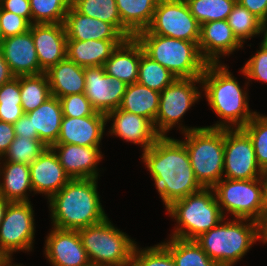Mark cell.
Wrapping results in <instances>:
<instances>
[{"mask_svg": "<svg viewBox=\"0 0 267 266\" xmlns=\"http://www.w3.org/2000/svg\"><path fill=\"white\" fill-rule=\"evenodd\" d=\"M142 152L143 163L166 208L174 201L203 188L194 175L182 140L160 136L151 147Z\"/></svg>", "mask_w": 267, "mask_h": 266, "instance_id": "1", "label": "cell"}, {"mask_svg": "<svg viewBox=\"0 0 267 266\" xmlns=\"http://www.w3.org/2000/svg\"><path fill=\"white\" fill-rule=\"evenodd\" d=\"M200 79L208 105L222 120L207 127L243 128L257 113L250 110L248 93L222 62L207 63Z\"/></svg>", "mask_w": 267, "mask_h": 266, "instance_id": "2", "label": "cell"}, {"mask_svg": "<svg viewBox=\"0 0 267 266\" xmlns=\"http://www.w3.org/2000/svg\"><path fill=\"white\" fill-rule=\"evenodd\" d=\"M97 180L71 179L48 200L53 227L79 230L108 217L100 202Z\"/></svg>", "mask_w": 267, "mask_h": 266, "instance_id": "3", "label": "cell"}, {"mask_svg": "<svg viewBox=\"0 0 267 266\" xmlns=\"http://www.w3.org/2000/svg\"><path fill=\"white\" fill-rule=\"evenodd\" d=\"M258 239L257 221L234 218L220 222L194 241L218 266H234Z\"/></svg>", "mask_w": 267, "mask_h": 266, "instance_id": "4", "label": "cell"}, {"mask_svg": "<svg viewBox=\"0 0 267 266\" xmlns=\"http://www.w3.org/2000/svg\"><path fill=\"white\" fill-rule=\"evenodd\" d=\"M166 210L178 225L170 236L184 240H195L225 219L213 188L178 199Z\"/></svg>", "mask_w": 267, "mask_h": 266, "instance_id": "5", "label": "cell"}, {"mask_svg": "<svg viewBox=\"0 0 267 266\" xmlns=\"http://www.w3.org/2000/svg\"><path fill=\"white\" fill-rule=\"evenodd\" d=\"M144 53L176 78H201L207 62L195 42L155 34H136Z\"/></svg>", "mask_w": 267, "mask_h": 266, "instance_id": "6", "label": "cell"}, {"mask_svg": "<svg viewBox=\"0 0 267 266\" xmlns=\"http://www.w3.org/2000/svg\"><path fill=\"white\" fill-rule=\"evenodd\" d=\"M184 136L197 181L203 188H213L223 178L224 128L199 127Z\"/></svg>", "mask_w": 267, "mask_h": 266, "instance_id": "7", "label": "cell"}, {"mask_svg": "<svg viewBox=\"0 0 267 266\" xmlns=\"http://www.w3.org/2000/svg\"><path fill=\"white\" fill-rule=\"evenodd\" d=\"M78 233L91 266H130L137 244L108 217Z\"/></svg>", "mask_w": 267, "mask_h": 266, "instance_id": "8", "label": "cell"}, {"mask_svg": "<svg viewBox=\"0 0 267 266\" xmlns=\"http://www.w3.org/2000/svg\"><path fill=\"white\" fill-rule=\"evenodd\" d=\"M219 207L226 216L225 210L233 218L259 221L266 208L262 197V186L259 178L234 180L222 178L213 187Z\"/></svg>", "mask_w": 267, "mask_h": 266, "instance_id": "9", "label": "cell"}, {"mask_svg": "<svg viewBox=\"0 0 267 266\" xmlns=\"http://www.w3.org/2000/svg\"><path fill=\"white\" fill-rule=\"evenodd\" d=\"M196 83L202 84L200 78H176L169 86L160 92L159 110L154 122V128L160 136H167L169 130L179 125L184 132L199 128L183 127V115L196 103L201 92Z\"/></svg>", "mask_w": 267, "mask_h": 266, "instance_id": "10", "label": "cell"}, {"mask_svg": "<svg viewBox=\"0 0 267 266\" xmlns=\"http://www.w3.org/2000/svg\"><path fill=\"white\" fill-rule=\"evenodd\" d=\"M201 25L190 13L186 1L158 0L150 26L137 34H155L195 42L198 45Z\"/></svg>", "mask_w": 267, "mask_h": 266, "instance_id": "11", "label": "cell"}, {"mask_svg": "<svg viewBox=\"0 0 267 266\" xmlns=\"http://www.w3.org/2000/svg\"><path fill=\"white\" fill-rule=\"evenodd\" d=\"M31 202H10L0 224V255L11 258L16 251H32L35 235Z\"/></svg>", "mask_w": 267, "mask_h": 266, "instance_id": "12", "label": "cell"}, {"mask_svg": "<svg viewBox=\"0 0 267 266\" xmlns=\"http://www.w3.org/2000/svg\"><path fill=\"white\" fill-rule=\"evenodd\" d=\"M260 173L250 137L241 128L224 129L223 178L250 180Z\"/></svg>", "mask_w": 267, "mask_h": 266, "instance_id": "13", "label": "cell"}, {"mask_svg": "<svg viewBox=\"0 0 267 266\" xmlns=\"http://www.w3.org/2000/svg\"><path fill=\"white\" fill-rule=\"evenodd\" d=\"M85 91L93 108L107 115L120 108L127 84L105 73L103 66L84 67Z\"/></svg>", "mask_w": 267, "mask_h": 266, "instance_id": "14", "label": "cell"}, {"mask_svg": "<svg viewBox=\"0 0 267 266\" xmlns=\"http://www.w3.org/2000/svg\"><path fill=\"white\" fill-rule=\"evenodd\" d=\"M52 228L44 246L45 257L52 266H91L78 230Z\"/></svg>", "mask_w": 267, "mask_h": 266, "instance_id": "15", "label": "cell"}, {"mask_svg": "<svg viewBox=\"0 0 267 266\" xmlns=\"http://www.w3.org/2000/svg\"><path fill=\"white\" fill-rule=\"evenodd\" d=\"M51 148L71 179H98L97 166L103 157L100 146L55 143Z\"/></svg>", "mask_w": 267, "mask_h": 266, "instance_id": "16", "label": "cell"}, {"mask_svg": "<svg viewBox=\"0 0 267 266\" xmlns=\"http://www.w3.org/2000/svg\"><path fill=\"white\" fill-rule=\"evenodd\" d=\"M31 34L43 73L66 58L67 36L63 23L32 24Z\"/></svg>", "mask_w": 267, "mask_h": 266, "instance_id": "17", "label": "cell"}, {"mask_svg": "<svg viewBox=\"0 0 267 266\" xmlns=\"http://www.w3.org/2000/svg\"><path fill=\"white\" fill-rule=\"evenodd\" d=\"M242 47L227 20L211 21L201 25L198 49L207 63H220L221 56H229Z\"/></svg>", "mask_w": 267, "mask_h": 266, "instance_id": "18", "label": "cell"}, {"mask_svg": "<svg viewBox=\"0 0 267 266\" xmlns=\"http://www.w3.org/2000/svg\"><path fill=\"white\" fill-rule=\"evenodd\" d=\"M29 167L33 191L44 194L48 200L71 180L51 147H47Z\"/></svg>", "mask_w": 267, "mask_h": 266, "instance_id": "19", "label": "cell"}, {"mask_svg": "<svg viewBox=\"0 0 267 266\" xmlns=\"http://www.w3.org/2000/svg\"><path fill=\"white\" fill-rule=\"evenodd\" d=\"M107 121H113L108 131L111 135L141 145L142 150H147L160 137L153 123L140 115L126 112L120 108L106 115Z\"/></svg>", "mask_w": 267, "mask_h": 266, "instance_id": "20", "label": "cell"}, {"mask_svg": "<svg viewBox=\"0 0 267 266\" xmlns=\"http://www.w3.org/2000/svg\"><path fill=\"white\" fill-rule=\"evenodd\" d=\"M4 59L15 77L38 75L40 69L37 52L30 29L20 35L5 38L1 44Z\"/></svg>", "mask_w": 267, "mask_h": 266, "instance_id": "21", "label": "cell"}, {"mask_svg": "<svg viewBox=\"0 0 267 266\" xmlns=\"http://www.w3.org/2000/svg\"><path fill=\"white\" fill-rule=\"evenodd\" d=\"M107 122L106 115L100 112L79 118L63 116L56 143L100 146Z\"/></svg>", "mask_w": 267, "mask_h": 266, "instance_id": "22", "label": "cell"}, {"mask_svg": "<svg viewBox=\"0 0 267 266\" xmlns=\"http://www.w3.org/2000/svg\"><path fill=\"white\" fill-rule=\"evenodd\" d=\"M64 28L67 40H125L126 38L110 23L79 13L69 8Z\"/></svg>", "mask_w": 267, "mask_h": 266, "instance_id": "23", "label": "cell"}, {"mask_svg": "<svg viewBox=\"0 0 267 266\" xmlns=\"http://www.w3.org/2000/svg\"><path fill=\"white\" fill-rule=\"evenodd\" d=\"M143 52L141 44L135 37L125 39L104 63L105 73L127 85L136 83Z\"/></svg>", "mask_w": 267, "mask_h": 266, "instance_id": "24", "label": "cell"}, {"mask_svg": "<svg viewBox=\"0 0 267 266\" xmlns=\"http://www.w3.org/2000/svg\"><path fill=\"white\" fill-rule=\"evenodd\" d=\"M31 119L33 131H37L40 141L47 147L57 142L61 130L63 117L60 99L54 96L49 97L35 110L26 113Z\"/></svg>", "mask_w": 267, "mask_h": 266, "instance_id": "25", "label": "cell"}, {"mask_svg": "<svg viewBox=\"0 0 267 266\" xmlns=\"http://www.w3.org/2000/svg\"><path fill=\"white\" fill-rule=\"evenodd\" d=\"M124 40H67L66 58L82 67L103 66Z\"/></svg>", "mask_w": 267, "mask_h": 266, "instance_id": "26", "label": "cell"}, {"mask_svg": "<svg viewBox=\"0 0 267 266\" xmlns=\"http://www.w3.org/2000/svg\"><path fill=\"white\" fill-rule=\"evenodd\" d=\"M50 86L51 96L60 98L85 91L84 67L71 60H64L45 72Z\"/></svg>", "mask_w": 267, "mask_h": 266, "instance_id": "27", "label": "cell"}, {"mask_svg": "<svg viewBox=\"0 0 267 266\" xmlns=\"http://www.w3.org/2000/svg\"><path fill=\"white\" fill-rule=\"evenodd\" d=\"M0 162V194L9 202H29L27 191L32 192L28 164ZM2 181V182H1Z\"/></svg>", "mask_w": 267, "mask_h": 266, "instance_id": "28", "label": "cell"}, {"mask_svg": "<svg viewBox=\"0 0 267 266\" xmlns=\"http://www.w3.org/2000/svg\"><path fill=\"white\" fill-rule=\"evenodd\" d=\"M159 102V92L136 82L127 85L120 109L143 116L154 124L159 110Z\"/></svg>", "mask_w": 267, "mask_h": 266, "instance_id": "29", "label": "cell"}, {"mask_svg": "<svg viewBox=\"0 0 267 266\" xmlns=\"http://www.w3.org/2000/svg\"><path fill=\"white\" fill-rule=\"evenodd\" d=\"M157 3L158 0H116L121 22L134 36L150 26Z\"/></svg>", "mask_w": 267, "mask_h": 266, "instance_id": "30", "label": "cell"}, {"mask_svg": "<svg viewBox=\"0 0 267 266\" xmlns=\"http://www.w3.org/2000/svg\"><path fill=\"white\" fill-rule=\"evenodd\" d=\"M71 5L79 13L112 24L126 39L134 37L121 22L116 0H72Z\"/></svg>", "mask_w": 267, "mask_h": 266, "instance_id": "31", "label": "cell"}, {"mask_svg": "<svg viewBox=\"0 0 267 266\" xmlns=\"http://www.w3.org/2000/svg\"><path fill=\"white\" fill-rule=\"evenodd\" d=\"M162 244L171 253L176 266H218L194 240L170 237Z\"/></svg>", "mask_w": 267, "mask_h": 266, "instance_id": "32", "label": "cell"}, {"mask_svg": "<svg viewBox=\"0 0 267 266\" xmlns=\"http://www.w3.org/2000/svg\"><path fill=\"white\" fill-rule=\"evenodd\" d=\"M21 106L24 114L35 110L51 97L46 73L19 76Z\"/></svg>", "mask_w": 267, "mask_h": 266, "instance_id": "33", "label": "cell"}, {"mask_svg": "<svg viewBox=\"0 0 267 266\" xmlns=\"http://www.w3.org/2000/svg\"><path fill=\"white\" fill-rule=\"evenodd\" d=\"M176 77L165 67L141 54L137 82L157 92H162Z\"/></svg>", "mask_w": 267, "mask_h": 266, "instance_id": "34", "label": "cell"}, {"mask_svg": "<svg viewBox=\"0 0 267 266\" xmlns=\"http://www.w3.org/2000/svg\"><path fill=\"white\" fill-rule=\"evenodd\" d=\"M237 0H187L190 13L200 25L217 20H227Z\"/></svg>", "mask_w": 267, "mask_h": 266, "instance_id": "35", "label": "cell"}, {"mask_svg": "<svg viewBox=\"0 0 267 266\" xmlns=\"http://www.w3.org/2000/svg\"><path fill=\"white\" fill-rule=\"evenodd\" d=\"M227 22L242 45L245 40L260 35L261 20L238 2L227 17Z\"/></svg>", "mask_w": 267, "mask_h": 266, "instance_id": "36", "label": "cell"}, {"mask_svg": "<svg viewBox=\"0 0 267 266\" xmlns=\"http://www.w3.org/2000/svg\"><path fill=\"white\" fill-rule=\"evenodd\" d=\"M32 24L64 23L71 0H29Z\"/></svg>", "mask_w": 267, "mask_h": 266, "instance_id": "37", "label": "cell"}, {"mask_svg": "<svg viewBox=\"0 0 267 266\" xmlns=\"http://www.w3.org/2000/svg\"><path fill=\"white\" fill-rule=\"evenodd\" d=\"M23 114L18 76L0 86V121L13 124Z\"/></svg>", "mask_w": 267, "mask_h": 266, "instance_id": "38", "label": "cell"}, {"mask_svg": "<svg viewBox=\"0 0 267 266\" xmlns=\"http://www.w3.org/2000/svg\"><path fill=\"white\" fill-rule=\"evenodd\" d=\"M47 146L39 139L15 136L10 147L2 157L6 162L30 165Z\"/></svg>", "mask_w": 267, "mask_h": 266, "instance_id": "39", "label": "cell"}, {"mask_svg": "<svg viewBox=\"0 0 267 266\" xmlns=\"http://www.w3.org/2000/svg\"><path fill=\"white\" fill-rule=\"evenodd\" d=\"M251 139L257 164L261 169L267 167V115L258 112L241 128Z\"/></svg>", "mask_w": 267, "mask_h": 266, "instance_id": "40", "label": "cell"}, {"mask_svg": "<svg viewBox=\"0 0 267 266\" xmlns=\"http://www.w3.org/2000/svg\"><path fill=\"white\" fill-rule=\"evenodd\" d=\"M131 266H176V263L169 250L159 243L147 248L135 247Z\"/></svg>", "mask_w": 267, "mask_h": 266, "instance_id": "41", "label": "cell"}, {"mask_svg": "<svg viewBox=\"0 0 267 266\" xmlns=\"http://www.w3.org/2000/svg\"><path fill=\"white\" fill-rule=\"evenodd\" d=\"M59 99L62 105V113L65 117L79 118L97 113L84 93L71 94Z\"/></svg>", "mask_w": 267, "mask_h": 266, "instance_id": "42", "label": "cell"}, {"mask_svg": "<svg viewBox=\"0 0 267 266\" xmlns=\"http://www.w3.org/2000/svg\"><path fill=\"white\" fill-rule=\"evenodd\" d=\"M259 49L241 69L243 75L248 79L246 85L253 79L267 82V49L261 45Z\"/></svg>", "mask_w": 267, "mask_h": 266, "instance_id": "43", "label": "cell"}, {"mask_svg": "<svg viewBox=\"0 0 267 266\" xmlns=\"http://www.w3.org/2000/svg\"><path fill=\"white\" fill-rule=\"evenodd\" d=\"M30 26L31 24L24 17L0 7V29L4 39L23 34L30 29Z\"/></svg>", "mask_w": 267, "mask_h": 266, "instance_id": "44", "label": "cell"}, {"mask_svg": "<svg viewBox=\"0 0 267 266\" xmlns=\"http://www.w3.org/2000/svg\"><path fill=\"white\" fill-rule=\"evenodd\" d=\"M0 7L11 13L24 17L32 25L29 0H0Z\"/></svg>", "mask_w": 267, "mask_h": 266, "instance_id": "45", "label": "cell"}, {"mask_svg": "<svg viewBox=\"0 0 267 266\" xmlns=\"http://www.w3.org/2000/svg\"><path fill=\"white\" fill-rule=\"evenodd\" d=\"M15 136L39 139L37 131H33L31 119L23 114L15 123H13Z\"/></svg>", "mask_w": 267, "mask_h": 266, "instance_id": "46", "label": "cell"}, {"mask_svg": "<svg viewBox=\"0 0 267 266\" xmlns=\"http://www.w3.org/2000/svg\"><path fill=\"white\" fill-rule=\"evenodd\" d=\"M15 138L14 127L12 123L0 121V160L10 147Z\"/></svg>", "mask_w": 267, "mask_h": 266, "instance_id": "47", "label": "cell"}, {"mask_svg": "<svg viewBox=\"0 0 267 266\" xmlns=\"http://www.w3.org/2000/svg\"><path fill=\"white\" fill-rule=\"evenodd\" d=\"M261 21L267 18V0H237Z\"/></svg>", "mask_w": 267, "mask_h": 266, "instance_id": "48", "label": "cell"}, {"mask_svg": "<svg viewBox=\"0 0 267 266\" xmlns=\"http://www.w3.org/2000/svg\"><path fill=\"white\" fill-rule=\"evenodd\" d=\"M15 76L11 72L9 65L4 59L3 52L0 48V86L4 83L9 82L12 80Z\"/></svg>", "mask_w": 267, "mask_h": 266, "instance_id": "49", "label": "cell"}, {"mask_svg": "<svg viewBox=\"0 0 267 266\" xmlns=\"http://www.w3.org/2000/svg\"><path fill=\"white\" fill-rule=\"evenodd\" d=\"M259 240L267 243V207L264 209L261 219L258 221Z\"/></svg>", "mask_w": 267, "mask_h": 266, "instance_id": "50", "label": "cell"}, {"mask_svg": "<svg viewBox=\"0 0 267 266\" xmlns=\"http://www.w3.org/2000/svg\"><path fill=\"white\" fill-rule=\"evenodd\" d=\"M259 180L262 186L263 201H264L265 206L267 207V167L264 169H261Z\"/></svg>", "mask_w": 267, "mask_h": 266, "instance_id": "51", "label": "cell"}, {"mask_svg": "<svg viewBox=\"0 0 267 266\" xmlns=\"http://www.w3.org/2000/svg\"><path fill=\"white\" fill-rule=\"evenodd\" d=\"M260 34L263 35V40L261 42V46H263L265 49H267V18L263 21H261V28H260Z\"/></svg>", "mask_w": 267, "mask_h": 266, "instance_id": "52", "label": "cell"}, {"mask_svg": "<svg viewBox=\"0 0 267 266\" xmlns=\"http://www.w3.org/2000/svg\"><path fill=\"white\" fill-rule=\"evenodd\" d=\"M10 202L0 194V224L4 218L6 208Z\"/></svg>", "mask_w": 267, "mask_h": 266, "instance_id": "53", "label": "cell"}, {"mask_svg": "<svg viewBox=\"0 0 267 266\" xmlns=\"http://www.w3.org/2000/svg\"><path fill=\"white\" fill-rule=\"evenodd\" d=\"M13 259H6L1 266H21L20 264H12Z\"/></svg>", "mask_w": 267, "mask_h": 266, "instance_id": "54", "label": "cell"}, {"mask_svg": "<svg viewBox=\"0 0 267 266\" xmlns=\"http://www.w3.org/2000/svg\"><path fill=\"white\" fill-rule=\"evenodd\" d=\"M6 260L4 256L0 255V266L3 264V262Z\"/></svg>", "mask_w": 267, "mask_h": 266, "instance_id": "55", "label": "cell"}, {"mask_svg": "<svg viewBox=\"0 0 267 266\" xmlns=\"http://www.w3.org/2000/svg\"><path fill=\"white\" fill-rule=\"evenodd\" d=\"M4 40L3 36H2V33H1V29H0V47H1V44H2V41Z\"/></svg>", "mask_w": 267, "mask_h": 266, "instance_id": "56", "label": "cell"}]
</instances>
